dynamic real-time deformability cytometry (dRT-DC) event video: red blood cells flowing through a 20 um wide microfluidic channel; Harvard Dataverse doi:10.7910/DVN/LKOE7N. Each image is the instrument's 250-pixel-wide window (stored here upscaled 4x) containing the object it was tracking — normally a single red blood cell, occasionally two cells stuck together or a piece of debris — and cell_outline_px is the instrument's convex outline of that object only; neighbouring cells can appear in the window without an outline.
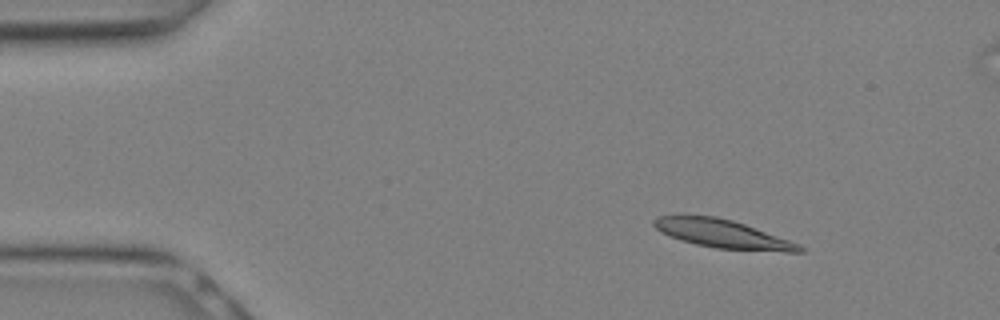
{"species": "Egyptian fruit bat (a non-hibernating species)", "species_latin": "Rousettus aegyptiacus", "temperature_condition": "warm", "stored_images_in_passage": 7, "camera_frame_rate_fps": 3000, "um_per_image_px": 0.085, "animal": {"sex": "female"}, "frame": {"image": 1, "passage_image": 1, "time_ms": 0.0, "image_size_px": [1000, 320], "cell_outline_px": [[804, 252], [784, 252], [716, 248], [696, 244], [680, 240], [660, 232], [652, 224], [652, 220], [656, 216], [680, 212], [684, 212], [716, 216], [732, 220], [744, 224], [800, 244], [804, 248]], "centroid_in_image_um": [61.29, 19.82], "position_along_channel_um": 23.7, "area_um2": 24.8}}
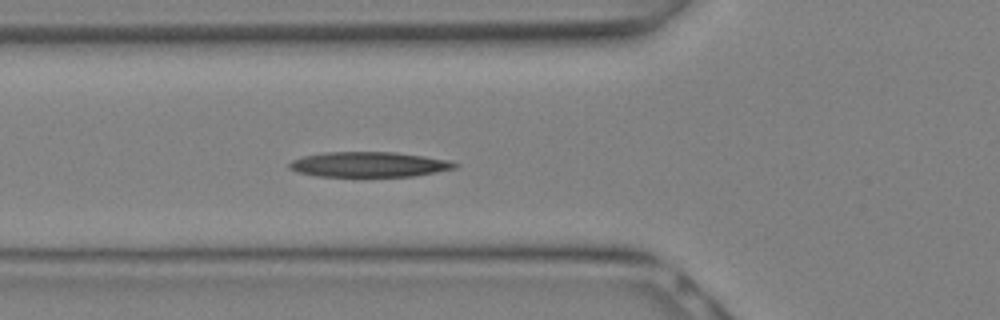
{"frame": {"image": 2, "passage_image": 7, "time_ms": 2.0, "image_size_px": [1000, 320], "cell_outline_px": [[460, 164], [456, 168], [436, 172], [412, 176], [320, 176], [296, 172], [288, 168], [288, 164], [292, 160], [304, 156], [324, 152], [396, 152], [424, 156], [448, 160]], "centroid_in_image_um": [31.36, 13.97], "position_along_channel_um": 94.4, "area_um2": 24.22}}